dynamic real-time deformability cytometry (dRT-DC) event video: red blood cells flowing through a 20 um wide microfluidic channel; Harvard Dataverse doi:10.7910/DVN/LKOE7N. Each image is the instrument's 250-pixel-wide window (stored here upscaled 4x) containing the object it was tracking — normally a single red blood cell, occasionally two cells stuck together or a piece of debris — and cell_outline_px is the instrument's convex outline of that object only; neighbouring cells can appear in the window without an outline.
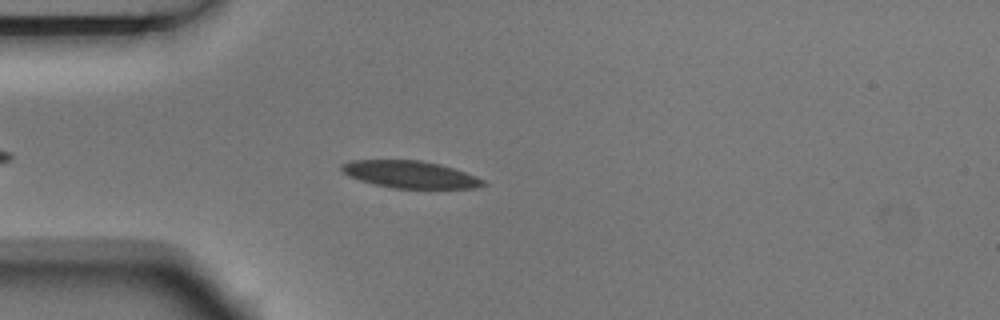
{"species": "Egyptian fruit bat (a non-hibernating species)", "species_latin": "Rousettus aegyptiacus", "temperature_condition": "room temperature", "stored_images_in_passage": 5, "camera_frame_rate_fps": 3000, "um_per_image_px": 0.085, "animal": {"sex": "male"}, "frame": {"image": 1, "passage_image": 5, "time_ms": 1.333, "image_size_px": [1000, 320], "cell_outline_px": [[488, 184], [480, 188], [392, 188], [360, 180], [348, 176], [340, 168], [340, 164], [352, 160], [420, 160], [440, 164], [476, 176], [484, 180]], "centroid_in_image_um": [34.88, 14.83], "position_along_channel_um": 50.1, "area_um2": 22.37}}